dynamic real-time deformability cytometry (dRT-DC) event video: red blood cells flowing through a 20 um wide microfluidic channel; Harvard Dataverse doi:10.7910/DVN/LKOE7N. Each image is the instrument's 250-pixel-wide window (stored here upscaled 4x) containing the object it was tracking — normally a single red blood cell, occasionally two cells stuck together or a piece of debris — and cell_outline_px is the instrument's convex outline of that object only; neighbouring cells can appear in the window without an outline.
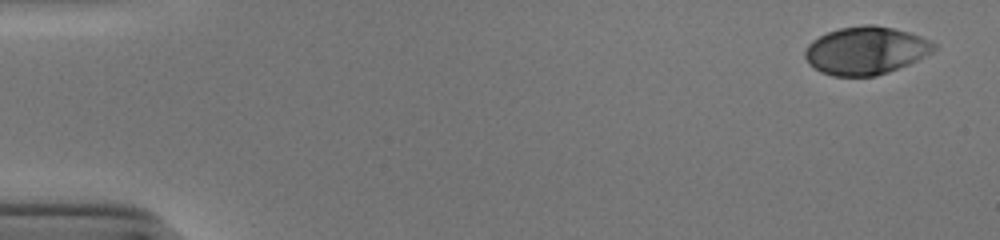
{"species": "human", "species_latin": "Homo sapiens", "temperature_condition": "cold", "stored_images_in_passage": 43, "camera_frame_rate_fps": 3000, "um_per_image_px": 0.085, "donor": {"sex": "male"}, "frame": {"image": 1, "passage_image": 1, "time_ms": 0.0, "image_size_px": [1000, 240], "cell_outline_px": [[936, 48], [932, 52], [908, 64], [888, 72], [876, 76], [832, 76], [820, 72], [808, 64], [804, 56], [804, 52], [808, 44], [812, 40], [828, 32], [840, 28], [864, 24], [872, 24], [892, 28], [908, 32], [932, 40], [936, 44]], "centroid_in_image_um": [73.57, 4.3], "position_along_channel_um": 11.4, "area_um2": 36.01}}
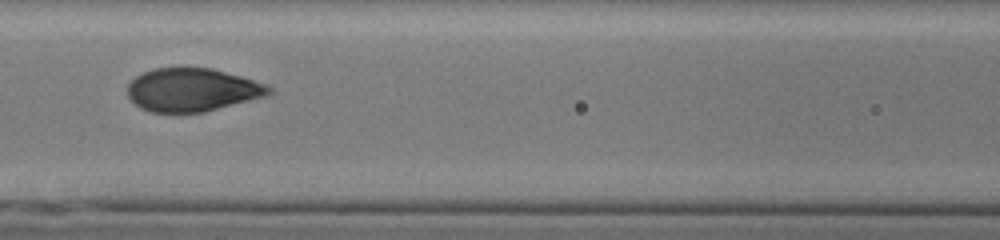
{"frame": {"image": 2, "passage_image": 23, "time_ms": 7.333, "image_size_px": [1000, 240], "cell_outline_px": [[276, 92], [268, 96], [204, 112], [152, 112], [140, 108], [128, 96], [128, 84], [136, 76], [144, 72], [156, 68], [212, 68], [240, 76], [264, 84], [272, 88]], "centroid_in_image_um": [16.37, 7.64], "position_along_channel_um": 150.2, "area_um2": 35.49}}
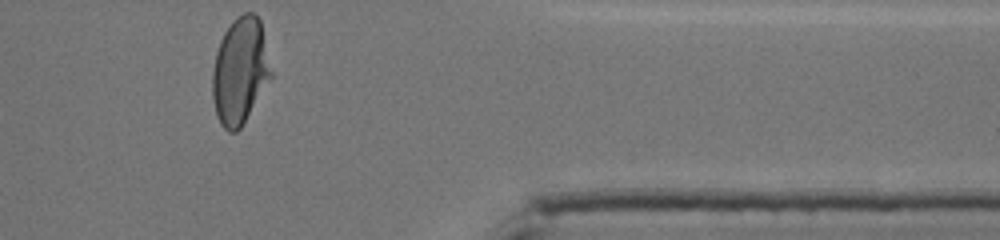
{"frame": {"image": 3, "passage_image": 43, "time_ms": 14.0, "image_size_px": [1000, 240], "cell_outline_px": [[272, 76], [240, 128], [236, 132], [228, 132], [220, 124], [216, 116], [212, 100], [212, 68], [216, 52], [220, 40], [224, 32], [232, 20], [236, 16], [244, 12], [256, 12], [260, 20], [272, 72]], "centroid_in_image_um": [20.38, 6.01], "position_along_channel_um": 391.0, "area_um2": 36.53}, "authors_computed_cell_mechanics": {"area_um2": 36.6452, "velocity_mm_per_s": 3.8835, "shape_relaxation_time_tau1_ms": 3.9557, "shape_relaxation_time_tau2_ms": null, "deformation_change_tau1": 0.1859, "deformation_change_tau2": null}}